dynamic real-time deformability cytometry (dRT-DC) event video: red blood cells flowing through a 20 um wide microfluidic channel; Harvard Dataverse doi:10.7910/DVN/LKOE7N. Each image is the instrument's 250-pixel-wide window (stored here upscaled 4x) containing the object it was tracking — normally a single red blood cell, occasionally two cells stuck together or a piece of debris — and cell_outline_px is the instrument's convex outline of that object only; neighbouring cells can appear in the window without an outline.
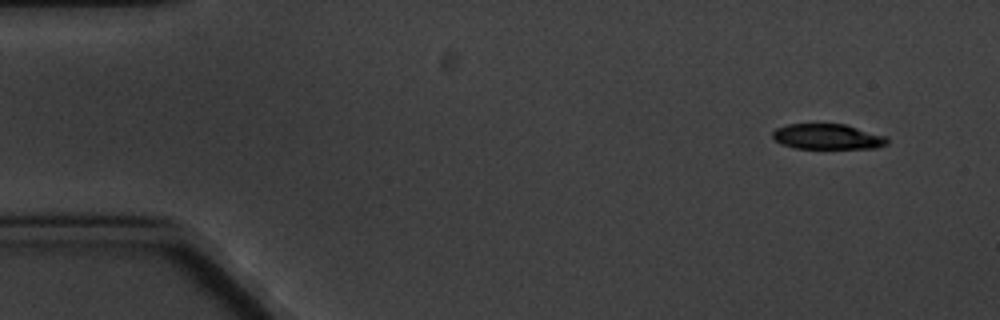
{"species": "common noctule bat (a hibernating species)", "species_latin": "Nyctalus noctula", "temperature_condition": "cold", "stored_images_in_passage": 8, "camera_frame_rate_fps": 3000, "um_per_image_px": 0.085, "animal": {"sex": "male", "body_mass_g": 20.1, "forearm_length_mm": 53.5}, "frame": {"image": 1, "passage_image": 1, "time_ms": 0.0, "image_size_px": [1000, 320], "cell_outline_px": [[888, 144], [876, 148], [796, 148], [780, 144], [772, 136], [772, 132], [776, 128], [788, 124], [844, 124], [888, 136]], "centroid_in_image_um": [70.36, 11.61], "position_along_channel_um": 14.6, "area_um2": 16.99}}
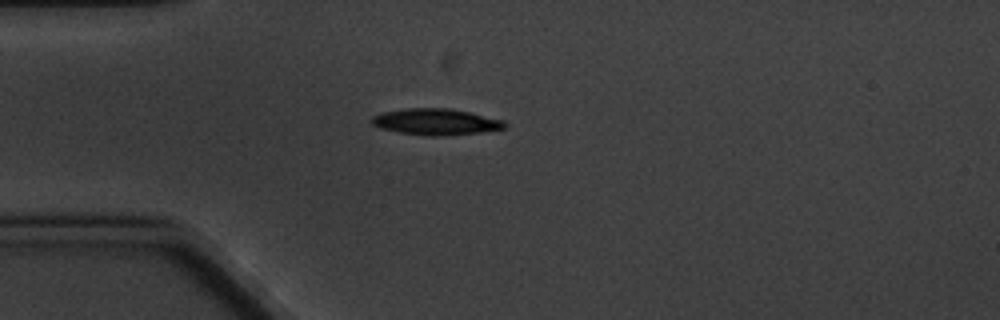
{"frame": {"image": 2, "passage_image": 4, "time_ms": 3.667, "image_size_px": [1000, 320], "cell_outline_px": [[508, 124], [504, 128], [480, 132], [440, 136], [432, 136], [400, 132], [380, 128], [372, 124], [372, 116], [380, 112], [404, 108], [448, 108], [468, 112], [504, 120]], "centroid_in_image_um": [37.02, 10.34], "position_along_channel_um": 48.0, "area_um2": 20.23}}